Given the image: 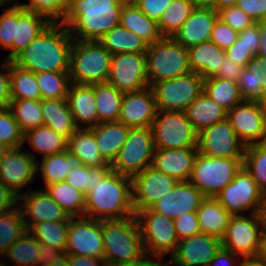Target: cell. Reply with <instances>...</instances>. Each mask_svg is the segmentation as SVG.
<instances>
[{
  "label": "cell",
  "instance_id": "1",
  "mask_svg": "<svg viewBox=\"0 0 266 266\" xmlns=\"http://www.w3.org/2000/svg\"><path fill=\"white\" fill-rule=\"evenodd\" d=\"M73 38L62 23H51L12 62L34 73L69 72Z\"/></svg>",
  "mask_w": 266,
  "mask_h": 266
},
{
  "label": "cell",
  "instance_id": "2",
  "mask_svg": "<svg viewBox=\"0 0 266 266\" xmlns=\"http://www.w3.org/2000/svg\"><path fill=\"white\" fill-rule=\"evenodd\" d=\"M126 0H74L61 22L73 40L98 41L120 25V13Z\"/></svg>",
  "mask_w": 266,
  "mask_h": 266
},
{
  "label": "cell",
  "instance_id": "3",
  "mask_svg": "<svg viewBox=\"0 0 266 266\" xmlns=\"http://www.w3.org/2000/svg\"><path fill=\"white\" fill-rule=\"evenodd\" d=\"M135 216L131 178L111 171L85 195L84 217L98 221Z\"/></svg>",
  "mask_w": 266,
  "mask_h": 266
},
{
  "label": "cell",
  "instance_id": "4",
  "mask_svg": "<svg viewBox=\"0 0 266 266\" xmlns=\"http://www.w3.org/2000/svg\"><path fill=\"white\" fill-rule=\"evenodd\" d=\"M104 261L112 265H125L144 253L140 227L135 216L102 221Z\"/></svg>",
  "mask_w": 266,
  "mask_h": 266
},
{
  "label": "cell",
  "instance_id": "5",
  "mask_svg": "<svg viewBox=\"0 0 266 266\" xmlns=\"http://www.w3.org/2000/svg\"><path fill=\"white\" fill-rule=\"evenodd\" d=\"M112 54L98 41L73 40L70 51V83L94 85L106 83Z\"/></svg>",
  "mask_w": 266,
  "mask_h": 266
},
{
  "label": "cell",
  "instance_id": "6",
  "mask_svg": "<svg viewBox=\"0 0 266 266\" xmlns=\"http://www.w3.org/2000/svg\"><path fill=\"white\" fill-rule=\"evenodd\" d=\"M148 85L191 73L188 51L172 37H162L146 51Z\"/></svg>",
  "mask_w": 266,
  "mask_h": 266
},
{
  "label": "cell",
  "instance_id": "7",
  "mask_svg": "<svg viewBox=\"0 0 266 266\" xmlns=\"http://www.w3.org/2000/svg\"><path fill=\"white\" fill-rule=\"evenodd\" d=\"M243 167V158L211 157L198 153L189 181L205 196H215Z\"/></svg>",
  "mask_w": 266,
  "mask_h": 266
},
{
  "label": "cell",
  "instance_id": "8",
  "mask_svg": "<svg viewBox=\"0 0 266 266\" xmlns=\"http://www.w3.org/2000/svg\"><path fill=\"white\" fill-rule=\"evenodd\" d=\"M155 150L151 128H131L125 143L110 165L112 171L132 178L152 166Z\"/></svg>",
  "mask_w": 266,
  "mask_h": 266
},
{
  "label": "cell",
  "instance_id": "9",
  "mask_svg": "<svg viewBox=\"0 0 266 266\" xmlns=\"http://www.w3.org/2000/svg\"><path fill=\"white\" fill-rule=\"evenodd\" d=\"M263 234L259 213L231 215L221 238L222 248L243 258L259 257Z\"/></svg>",
  "mask_w": 266,
  "mask_h": 266
},
{
  "label": "cell",
  "instance_id": "10",
  "mask_svg": "<svg viewBox=\"0 0 266 266\" xmlns=\"http://www.w3.org/2000/svg\"><path fill=\"white\" fill-rule=\"evenodd\" d=\"M157 110L184 112L204 92V78L195 72L162 80L151 86Z\"/></svg>",
  "mask_w": 266,
  "mask_h": 266
},
{
  "label": "cell",
  "instance_id": "11",
  "mask_svg": "<svg viewBox=\"0 0 266 266\" xmlns=\"http://www.w3.org/2000/svg\"><path fill=\"white\" fill-rule=\"evenodd\" d=\"M145 253L164 257L175 252L179 242L174 222L150 207L135 212Z\"/></svg>",
  "mask_w": 266,
  "mask_h": 266
},
{
  "label": "cell",
  "instance_id": "12",
  "mask_svg": "<svg viewBox=\"0 0 266 266\" xmlns=\"http://www.w3.org/2000/svg\"><path fill=\"white\" fill-rule=\"evenodd\" d=\"M150 128L155 149L197 147L198 133L185 112L158 110Z\"/></svg>",
  "mask_w": 266,
  "mask_h": 266
},
{
  "label": "cell",
  "instance_id": "13",
  "mask_svg": "<svg viewBox=\"0 0 266 266\" xmlns=\"http://www.w3.org/2000/svg\"><path fill=\"white\" fill-rule=\"evenodd\" d=\"M215 199L231 214L241 215L252 210L251 214L259 213L264 194L255 184L252 176L242 167L233 181L226 185Z\"/></svg>",
  "mask_w": 266,
  "mask_h": 266
},
{
  "label": "cell",
  "instance_id": "14",
  "mask_svg": "<svg viewBox=\"0 0 266 266\" xmlns=\"http://www.w3.org/2000/svg\"><path fill=\"white\" fill-rule=\"evenodd\" d=\"M107 83L123 93L136 92L149 87L146 54L120 53L112 55Z\"/></svg>",
  "mask_w": 266,
  "mask_h": 266
},
{
  "label": "cell",
  "instance_id": "15",
  "mask_svg": "<svg viewBox=\"0 0 266 266\" xmlns=\"http://www.w3.org/2000/svg\"><path fill=\"white\" fill-rule=\"evenodd\" d=\"M227 119L245 146L266 142V111L258 101L243 100L227 112Z\"/></svg>",
  "mask_w": 266,
  "mask_h": 266
},
{
  "label": "cell",
  "instance_id": "16",
  "mask_svg": "<svg viewBox=\"0 0 266 266\" xmlns=\"http://www.w3.org/2000/svg\"><path fill=\"white\" fill-rule=\"evenodd\" d=\"M198 153L211 157L243 158L245 145L226 118L198 133Z\"/></svg>",
  "mask_w": 266,
  "mask_h": 266
},
{
  "label": "cell",
  "instance_id": "17",
  "mask_svg": "<svg viewBox=\"0 0 266 266\" xmlns=\"http://www.w3.org/2000/svg\"><path fill=\"white\" fill-rule=\"evenodd\" d=\"M64 254L104 259L102 221L87 217H71Z\"/></svg>",
  "mask_w": 266,
  "mask_h": 266
},
{
  "label": "cell",
  "instance_id": "18",
  "mask_svg": "<svg viewBox=\"0 0 266 266\" xmlns=\"http://www.w3.org/2000/svg\"><path fill=\"white\" fill-rule=\"evenodd\" d=\"M179 181L150 166L131 178L134 212L149 208Z\"/></svg>",
  "mask_w": 266,
  "mask_h": 266
},
{
  "label": "cell",
  "instance_id": "19",
  "mask_svg": "<svg viewBox=\"0 0 266 266\" xmlns=\"http://www.w3.org/2000/svg\"><path fill=\"white\" fill-rule=\"evenodd\" d=\"M221 247V239L198 233L179 240L175 252L168 260L174 266H209Z\"/></svg>",
  "mask_w": 266,
  "mask_h": 266
},
{
  "label": "cell",
  "instance_id": "20",
  "mask_svg": "<svg viewBox=\"0 0 266 266\" xmlns=\"http://www.w3.org/2000/svg\"><path fill=\"white\" fill-rule=\"evenodd\" d=\"M22 147L10 148L0 162V181L18 196L37 174L36 154L22 152Z\"/></svg>",
  "mask_w": 266,
  "mask_h": 266
},
{
  "label": "cell",
  "instance_id": "21",
  "mask_svg": "<svg viewBox=\"0 0 266 266\" xmlns=\"http://www.w3.org/2000/svg\"><path fill=\"white\" fill-rule=\"evenodd\" d=\"M18 201L21 205L18 207L21 210L23 222L26 229L29 231L35 224L45 221L69 222L70 216L64 211L45 190L24 192L18 196ZM30 217L29 221L24 218Z\"/></svg>",
  "mask_w": 266,
  "mask_h": 266
},
{
  "label": "cell",
  "instance_id": "22",
  "mask_svg": "<svg viewBox=\"0 0 266 266\" xmlns=\"http://www.w3.org/2000/svg\"><path fill=\"white\" fill-rule=\"evenodd\" d=\"M157 105L151 87L126 92L121 99L118 122L131 128H150L157 114Z\"/></svg>",
  "mask_w": 266,
  "mask_h": 266
},
{
  "label": "cell",
  "instance_id": "23",
  "mask_svg": "<svg viewBox=\"0 0 266 266\" xmlns=\"http://www.w3.org/2000/svg\"><path fill=\"white\" fill-rule=\"evenodd\" d=\"M205 198L190 181H179L150 208L174 220L184 213L196 212Z\"/></svg>",
  "mask_w": 266,
  "mask_h": 266
},
{
  "label": "cell",
  "instance_id": "24",
  "mask_svg": "<svg viewBox=\"0 0 266 266\" xmlns=\"http://www.w3.org/2000/svg\"><path fill=\"white\" fill-rule=\"evenodd\" d=\"M197 147L156 149L152 167L178 181H189Z\"/></svg>",
  "mask_w": 266,
  "mask_h": 266
},
{
  "label": "cell",
  "instance_id": "25",
  "mask_svg": "<svg viewBox=\"0 0 266 266\" xmlns=\"http://www.w3.org/2000/svg\"><path fill=\"white\" fill-rule=\"evenodd\" d=\"M218 19L215 9L195 8L172 38L186 49L209 41Z\"/></svg>",
  "mask_w": 266,
  "mask_h": 266
},
{
  "label": "cell",
  "instance_id": "26",
  "mask_svg": "<svg viewBox=\"0 0 266 266\" xmlns=\"http://www.w3.org/2000/svg\"><path fill=\"white\" fill-rule=\"evenodd\" d=\"M75 124L78 128H91L98 124L94 85L71 83L66 96ZM85 124L83 127L81 123Z\"/></svg>",
  "mask_w": 266,
  "mask_h": 266
},
{
  "label": "cell",
  "instance_id": "27",
  "mask_svg": "<svg viewBox=\"0 0 266 266\" xmlns=\"http://www.w3.org/2000/svg\"><path fill=\"white\" fill-rule=\"evenodd\" d=\"M51 22L44 16L25 10L15 4V39H13V59L23 51Z\"/></svg>",
  "mask_w": 266,
  "mask_h": 266
},
{
  "label": "cell",
  "instance_id": "28",
  "mask_svg": "<svg viewBox=\"0 0 266 266\" xmlns=\"http://www.w3.org/2000/svg\"><path fill=\"white\" fill-rule=\"evenodd\" d=\"M89 129L95 136L103 159L111 165L125 143L130 128L120 122H104Z\"/></svg>",
  "mask_w": 266,
  "mask_h": 266
},
{
  "label": "cell",
  "instance_id": "29",
  "mask_svg": "<svg viewBox=\"0 0 266 266\" xmlns=\"http://www.w3.org/2000/svg\"><path fill=\"white\" fill-rule=\"evenodd\" d=\"M187 51L191 71L204 79L212 77L218 71L226 56L225 50L210 40L190 47Z\"/></svg>",
  "mask_w": 266,
  "mask_h": 266
},
{
  "label": "cell",
  "instance_id": "30",
  "mask_svg": "<svg viewBox=\"0 0 266 266\" xmlns=\"http://www.w3.org/2000/svg\"><path fill=\"white\" fill-rule=\"evenodd\" d=\"M120 26L140 36L148 45L162 38L158 23L144 15L133 1L124 2L120 13Z\"/></svg>",
  "mask_w": 266,
  "mask_h": 266
},
{
  "label": "cell",
  "instance_id": "31",
  "mask_svg": "<svg viewBox=\"0 0 266 266\" xmlns=\"http://www.w3.org/2000/svg\"><path fill=\"white\" fill-rule=\"evenodd\" d=\"M43 124L69 139L78 127L66 98L41 100Z\"/></svg>",
  "mask_w": 266,
  "mask_h": 266
},
{
  "label": "cell",
  "instance_id": "32",
  "mask_svg": "<svg viewBox=\"0 0 266 266\" xmlns=\"http://www.w3.org/2000/svg\"><path fill=\"white\" fill-rule=\"evenodd\" d=\"M184 112L197 133L227 118V111L204 92Z\"/></svg>",
  "mask_w": 266,
  "mask_h": 266
},
{
  "label": "cell",
  "instance_id": "33",
  "mask_svg": "<svg viewBox=\"0 0 266 266\" xmlns=\"http://www.w3.org/2000/svg\"><path fill=\"white\" fill-rule=\"evenodd\" d=\"M201 233L221 239L231 214L213 197H206L196 211Z\"/></svg>",
  "mask_w": 266,
  "mask_h": 266
},
{
  "label": "cell",
  "instance_id": "34",
  "mask_svg": "<svg viewBox=\"0 0 266 266\" xmlns=\"http://www.w3.org/2000/svg\"><path fill=\"white\" fill-rule=\"evenodd\" d=\"M67 150L87 167L110 165L100 154L95 136L89 128H78L68 139Z\"/></svg>",
  "mask_w": 266,
  "mask_h": 266
},
{
  "label": "cell",
  "instance_id": "35",
  "mask_svg": "<svg viewBox=\"0 0 266 266\" xmlns=\"http://www.w3.org/2000/svg\"><path fill=\"white\" fill-rule=\"evenodd\" d=\"M98 42L112 55L120 53H146L149 46L140 36L120 25L102 36Z\"/></svg>",
  "mask_w": 266,
  "mask_h": 266
},
{
  "label": "cell",
  "instance_id": "36",
  "mask_svg": "<svg viewBox=\"0 0 266 266\" xmlns=\"http://www.w3.org/2000/svg\"><path fill=\"white\" fill-rule=\"evenodd\" d=\"M36 163L37 173L39 170L41 171L44 185L46 186L65 181L69 171L80 162L76 155L67 150L59 154L45 156L42 162Z\"/></svg>",
  "mask_w": 266,
  "mask_h": 266
},
{
  "label": "cell",
  "instance_id": "37",
  "mask_svg": "<svg viewBox=\"0 0 266 266\" xmlns=\"http://www.w3.org/2000/svg\"><path fill=\"white\" fill-rule=\"evenodd\" d=\"M123 94V92L107 82L94 84L98 124L104 122H118Z\"/></svg>",
  "mask_w": 266,
  "mask_h": 266
},
{
  "label": "cell",
  "instance_id": "38",
  "mask_svg": "<svg viewBox=\"0 0 266 266\" xmlns=\"http://www.w3.org/2000/svg\"><path fill=\"white\" fill-rule=\"evenodd\" d=\"M47 194L64 210L70 217H83L85 210V194L68 182L62 181L45 186Z\"/></svg>",
  "mask_w": 266,
  "mask_h": 266
},
{
  "label": "cell",
  "instance_id": "39",
  "mask_svg": "<svg viewBox=\"0 0 266 266\" xmlns=\"http://www.w3.org/2000/svg\"><path fill=\"white\" fill-rule=\"evenodd\" d=\"M27 140L43 157L67 151L68 139L46 125L24 133V142Z\"/></svg>",
  "mask_w": 266,
  "mask_h": 266
},
{
  "label": "cell",
  "instance_id": "40",
  "mask_svg": "<svg viewBox=\"0 0 266 266\" xmlns=\"http://www.w3.org/2000/svg\"><path fill=\"white\" fill-rule=\"evenodd\" d=\"M11 100H41L36 73L23 69L10 61Z\"/></svg>",
  "mask_w": 266,
  "mask_h": 266
},
{
  "label": "cell",
  "instance_id": "41",
  "mask_svg": "<svg viewBox=\"0 0 266 266\" xmlns=\"http://www.w3.org/2000/svg\"><path fill=\"white\" fill-rule=\"evenodd\" d=\"M204 93L227 112L243 101L238 83L228 79L205 78Z\"/></svg>",
  "mask_w": 266,
  "mask_h": 266
},
{
  "label": "cell",
  "instance_id": "42",
  "mask_svg": "<svg viewBox=\"0 0 266 266\" xmlns=\"http://www.w3.org/2000/svg\"><path fill=\"white\" fill-rule=\"evenodd\" d=\"M26 230L21 210L18 206L0 215V257ZM2 259L5 258H0V266L8 265Z\"/></svg>",
  "mask_w": 266,
  "mask_h": 266
},
{
  "label": "cell",
  "instance_id": "43",
  "mask_svg": "<svg viewBox=\"0 0 266 266\" xmlns=\"http://www.w3.org/2000/svg\"><path fill=\"white\" fill-rule=\"evenodd\" d=\"M194 9L190 0H173L157 22L160 35L172 37Z\"/></svg>",
  "mask_w": 266,
  "mask_h": 266
},
{
  "label": "cell",
  "instance_id": "44",
  "mask_svg": "<svg viewBox=\"0 0 266 266\" xmlns=\"http://www.w3.org/2000/svg\"><path fill=\"white\" fill-rule=\"evenodd\" d=\"M8 108L23 133L44 125L41 100H11Z\"/></svg>",
  "mask_w": 266,
  "mask_h": 266
},
{
  "label": "cell",
  "instance_id": "45",
  "mask_svg": "<svg viewBox=\"0 0 266 266\" xmlns=\"http://www.w3.org/2000/svg\"><path fill=\"white\" fill-rule=\"evenodd\" d=\"M111 171L110 165L87 167L79 163L69 171L65 181L86 195Z\"/></svg>",
  "mask_w": 266,
  "mask_h": 266
},
{
  "label": "cell",
  "instance_id": "46",
  "mask_svg": "<svg viewBox=\"0 0 266 266\" xmlns=\"http://www.w3.org/2000/svg\"><path fill=\"white\" fill-rule=\"evenodd\" d=\"M243 167L266 195V142L245 146Z\"/></svg>",
  "mask_w": 266,
  "mask_h": 266
},
{
  "label": "cell",
  "instance_id": "47",
  "mask_svg": "<svg viewBox=\"0 0 266 266\" xmlns=\"http://www.w3.org/2000/svg\"><path fill=\"white\" fill-rule=\"evenodd\" d=\"M39 249L40 243L26 230L2 256L12 259L17 266H38Z\"/></svg>",
  "mask_w": 266,
  "mask_h": 266
},
{
  "label": "cell",
  "instance_id": "48",
  "mask_svg": "<svg viewBox=\"0 0 266 266\" xmlns=\"http://www.w3.org/2000/svg\"><path fill=\"white\" fill-rule=\"evenodd\" d=\"M69 222L45 221L35 224L29 232L40 244H48L63 254L67 245Z\"/></svg>",
  "mask_w": 266,
  "mask_h": 266
},
{
  "label": "cell",
  "instance_id": "49",
  "mask_svg": "<svg viewBox=\"0 0 266 266\" xmlns=\"http://www.w3.org/2000/svg\"><path fill=\"white\" fill-rule=\"evenodd\" d=\"M36 79L43 99L66 98L70 86L69 72H39Z\"/></svg>",
  "mask_w": 266,
  "mask_h": 266
},
{
  "label": "cell",
  "instance_id": "50",
  "mask_svg": "<svg viewBox=\"0 0 266 266\" xmlns=\"http://www.w3.org/2000/svg\"><path fill=\"white\" fill-rule=\"evenodd\" d=\"M237 83L243 100L259 102L266 89V77L256 68L244 67Z\"/></svg>",
  "mask_w": 266,
  "mask_h": 266
},
{
  "label": "cell",
  "instance_id": "51",
  "mask_svg": "<svg viewBox=\"0 0 266 266\" xmlns=\"http://www.w3.org/2000/svg\"><path fill=\"white\" fill-rule=\"evenodd\" d=\"M0 143L10 148L24 143V133L9 108L0 109Z\"/></svg>",
  "mask_w": 266,
  "mask_h": 266
},
{
  "label": "cell",
  "instance_id": "52",
  "mask_svg": "<svg viewBox=\"0 0 266 266\" xmlns=\"http://www.w3.org/2000/svg\"><path fill=\"white\" fill-rule=\"evenodd\" d=\"M13 39H15V4L0 15V47L11 51L4 60H13Z\"/></svg>",
  "mask_w": 266,
  "mask_h": 266
},
{
  "label": "cell",
  "instance_id": "53",
  "mask_svg": "<svg viewBox=\"0 0 266 266\" xmlns=\"http://www.w3.org/2000/svg\"><path fill=\"white\" fill-rule=\"evenodd\" d=\"M218 18L238 32L255 24L254 20L237 5L220 9Z\"/></svg>",
  "mask_w": 266,
  "mask_h": 266
},
{
  "label": "cell",
  "instance_id": "54",
  "mask_svg": "<svg viewBox=\"0 0 266 266\" xmlns=\"http://www.w3.org/2000/svg\"><path fill=\"white\" fill-rule=\"evenodd\" d=\"M238 35V31L218 19L212 29L210 41L220 49L226 50L236 42Z\"/></svg>",
  "mask_w": 266,
  "mask_h": 266
},
{
  "label": "cell",
  "instance_id": "55",
  "mask_svg": "<svg viewBox=\"0 0 266 266\" xmlns=\"http://www.w3.org/2000/svg\"><path fill=\"white\" fill-rule=\"evenodd\" d=\"M177 238L182 240L201 233L196 212H188L173 220Z\"/></svg>",
  "mask_w": 266,
  "mask_h": 266
},
{
  "label": "cell",
  "instance_id": "56",
  "mask_svg": "<svg viewBox=\"0 0 266 266\" xmlns=\"http://www.w3.org/2000/svg\"><path fill=\"white\" fill-rule=\"evenodd\" d=\"M173 0H133L139 10L149 19L158 22Z\"/></svg>",
  "mask_w": 266,
  "mask_h": 266
},
{
  "label": "cell",
  "instance_id": "57",
  "mask_svg": "<svg viewBox=\"0 0 266 266\" xmlns=\"http://www.w3.org/2000/svg\"><path fill=\"white\" fill-rule=\"evenodd\" d=\"M225 55L230 60L246 67L255 54L253 48H250L238 37L236 42L230 48L225 50Z\"/></svg>",
  "mask_w": 266,
  "mask_h": 266
},
{
  "label": "cell",
  "instance_id": "58",
  "mask_svg": "<svg viewBox=\"0 0 266 266\" xmlns=\"http://www.w3.org/2000/svg\"><path fill=\"white\" fill-rule=\"evenodd\" d=\"M20 5L25 10L40 14L51 23H56V0H30V3Z\"/></svg>",
  "mask_w": 266,
  "mask_h": 266
},
{
  "label": "cell",
  "instance_id": "59",
  "mask_svg": "<svg viewBox=\"0 0 266 266\" xmlns=\"http://www.w3.org/2000/svg\"><path fill=\"white\" fill-rule=\"evenodd\" d=\"M236 5L255 23L262 22L266 17V0H238Z\"/></svg>",
  "mask_w": 266,
  "mask_h": 266
},
{
  "label": "cell",
  "instance_id": "60",
  "mask_svg": "<svg viewBox=\"0 0 266 266\" xmlns=\"http://www.w3.org/2000/svg\"><path fill=\"white\" fill-rule=\"evenodd\" d=\"M238 37L250 48H253L255 55L260 53L262 37L260 25L258 23L240 31Z\"/></svg>",
  "mask_w": 266,
  "mask_h": 266
},
{
  "label": "cell",
  "instance_id": "61",
  "mask_svg": "<svg viewBox=\"0 0 266 266\" xmlns=\"http://www.w3.org/2000/svg\"><path fill=\"white\" fill-rule=\"evenodd\" d=\"M0 109L8 108L10 98V61L5 60L0 66Z\"/></svg>",
  "mask_w": 266,
  "mask_h": 266
},
{
  "label": "cell",
  "instance_id": "62",
  "mask_svg": "<svg viewBox=\"0 0 266 266\" xmlns=\"http://www.w3.org/2000/svg\"><path fill=\"white\" fill-rule=\"evenodd\" d=\"M243 69H244L243 66L237 64V62L232 61L225 56L222 65L219 67L218 71L212 77H216L219 79H228L237 82Z\"/></svg>",
  "mask_w": 266,
  "mask_h": 266
},
{
  "label": "cell",
  "instance_id": "63",
  "mask_svg": "<svg viewBox=\"0 0 266 266\" xmlns=\"http://www.w3.org/2000/svg\"><path fill=\"white\" fill-rule=\"evenodd\" d=\"M18 195L0 181V215L18 206Z\"/></svg>",
  "mask_w": 266,
  "mask_h": 266
},
{
  "label": "cell",
  "instance_id": "64",
  "mask_svg": "<svg viewBox=\"0 0 266 266\" xmlns=\"http://www.w3.org/2000/svg\"><path fill=\"white\" fill-rule=\"evenodd\" d=\"M240 260L238 255L221 247L210 261L209 266H237L235 264L239 263Z\"/></svg>",
  "mask_w": 266,
  "mask_h": 266
},
{
  "label": "cell",
  "instance_id": "65",
  "mask_svg": "<svg viewBox=\"0 0 266 266\" xmlns=\"http://www.w3.org/2000/svg\"><path fill=\"white\" fill-rule=\"evenodd\" d=\"M63 253L48 244H40V249L38 251V266H45L58 258H60Z\"/></svg>",
  "mask_w": 266,
  "mask_h": 266
},
{
  "label": "cell",
  "instance_id": "66",
  "mask_svg": "<svg viewBox=\"0 0 266 266\" xmlns=\"http://www.w3.org/2000/svg\"><path fill=\"white\" fill-rule=\"evenodd\" d=\"M69 266H103L104 259L91 256H78L66 254Z\"/></svg>",
  "mask_w": 266,
  "mask_h": 266
},
{
  "label": "cell",
  "instance_id": "67",
  "mask_svg": "<svg viewBox=\"0 0 266 266\" xmlns=\"http://www.w3.org/2000/svg\"><path fill=\"white\" fill-rule=\"evenodd\" d=\"M152 258L156 259L158 258V260H161L163 257L162 256H158V255H152V254H148V253H144L140 258L133 260L131 262H129L128 264L122 265V266H173L170 264L169 261H167L166 263H162L161 261H154Z\"/></svg>",
  "mask_w": 266,
  "mask_h": 266
},
{
  "label": "cell",
  "instance_id": "68",
  "mask_svg": "<svg viewBox=\"0 0 266 266\" xmlns=\"http://www.w3.org/2000/svg\"><path fill=\"white\" fill-rule=\"evenodd\" d=\"M74 0H56V23H61Z\"/></svg>",
  "mask_w": 266,
  "mask_h": 266
},
{
  "label": "cell",
  "instance_id": "69",
  "mask_svg": "<svg viewBox=\"0 0 266 266\" xmlns=\"http://www.w3.org/2000/svg\"><path fill=\"white\" fill-rule=\"evenodd\" d=\"M246 68H256L262 76L266 77V56L259 53L254 55Z\"/></svg>",
  "mask_w": 266,
  "mask_h": 266
},
{
  "label": "cell",
  "instance_id": "70",
  "mask_svg": "<svg viewBox=\"0 0 266 266\" xmlns=\"http://www.w3.org/2000/svg\"><path fill=\"white\" fill-rule=\"evenodd\" d=\"M238 266H266V263L260 258H243L241 259Z\"/></svg>",
  "mask_w": 266,
  "mask_h": 266
},
{
  "label": "cell",
  "instance_id": "71",
  "mask_svg": "<svg viewBox=\"0 0 266 266\" xmlns=\"http://www.w3.org/2000/svg\"><path fill=\"white\" fill-rule=\"evenodd\" d=\"M194 8L215 9V0H190Z\"/></svg>",
  "mask_w": 266,
  "mask_h": 266
},
{
  "label": "cell",
  "instance_id": "72",
  "mask_svg": "<svg viewBox=\"0 0 266 266\" xmlns=\"http://www.w3.org/2000/svg\"><path fill=\"white\" fill-rule=\"evenodd\" d=\"M261 29V37H262V43H261V50L260 53L263 56H266V23L265 22H259Z\"/></svg>",
  "mask_w": 266,
  "mask_h": 266
},
{
  "label": "cell",
  "instance_id": "73",
  "mask_svg": "<svg viewBox=\"0 0 266 266\" xmlns=\"http://www.w3.org/2000/svg\"><path fill=\"white\" fill-rule=\"evenodd\" d=\"M259 216L261 219L263 233H266V195L264 196V199L261 203Z\"/></svg>",
  "mask_w": 266,
  "mask_h": 266
},
{
  "label": "cell",
  "instance_id": "74",
  "mask_svg": "<svg viewBox=\"0 0 266 266\" xmlns=\"http://www.w3.org/2000/svg\"><path fill=\"white\" fill-rule=\"evenodd\" d=\"M238 3V0H215V10L219 11L223 8L234 6Z\"/></svg>",
  "mask_w": 266,
  "mask_h": 266
},
{
  "label": "cell",
  "instance_id": "75",
  "mask_svg": "<svg viewBox=\"0 0 266 266\" xmlns=\"http://www.w3.org/2000/svg\"><path fill=\"white\" fill-rule=\"evenodd\" d=\"M45 266H69L66 254H63L60 258Z\"/></svg>",
  "mask_w": 266,
  "mask_h": 266
},
{
  "label": "cell",
  "instance_id": "76",
  "mask_svg": "<svg viewBox=\"0 0 266 266\" xmlns=\"http://www.w3.org/2000/svg\"><path fill=\"white\" fill-rule=\"evenodd\" d=\"M259 257L266 263V233L263 234L261 252Z\"/></svg>",
  "mask_w": 266,
  "mask_h": 266
},
{
  "label": "cell",
  "instance_id": "77",
  "mask_svg": "<svg viewBox=\"0 0 266 266\" xmlns=\"http://www.w3.org/2000/svg\"><path fill=\"white\" fill-rule=\"evenodd\" d=\"M9 149L10 147L0 143V162H1V159L6 155Z\"/></svg>",
  "mask_w": 266,
  "mask_h": 266
},
{
  "label": "cell",
  "instance_id": "78",
  "mask_svg": "<svg viewBox=\"0 0 266 266\" xmlns=\"http://www.w3.org/2000/svg\"><path fill=\"white\" fill-rule=\"evenodd\" d=\"M259 104L266 111V89L264 90L262 98L259 100Z\"/></svg>",
  "mask_w": 266,
  "mask_h": 266
},
{
  "label": "cell",
  "instance_id": "79",
  "mask_svg": "<svg viewBox=\"0 0 266 266\" xmlns=\"http://www.w3.org/2000/svg\"><path fill=\"white\" fill-rule=\"evenodd\" d=\"M16 0H0V6L4 7L5 9H7V7H5V5H8L11 2H15ZM8 3V4H7Z\"/></svg>",
  "mask_w": 266,
  "mask_h": 266
},
{
  "label": "cell",
  "instance_id": "80",
  "mask_svg": "<svg viewBox=\"0 0 266 266\" xmlns=\"http://www.w3.org/2000/svg\"><path fill=\"white\" fill-rule=\"evenodd\" d=\"M103 266H120V265H112V264L105 263Z\"/></svg>",
  "mask_w": 266,
  "mask_h": 266
}]
</instances>
